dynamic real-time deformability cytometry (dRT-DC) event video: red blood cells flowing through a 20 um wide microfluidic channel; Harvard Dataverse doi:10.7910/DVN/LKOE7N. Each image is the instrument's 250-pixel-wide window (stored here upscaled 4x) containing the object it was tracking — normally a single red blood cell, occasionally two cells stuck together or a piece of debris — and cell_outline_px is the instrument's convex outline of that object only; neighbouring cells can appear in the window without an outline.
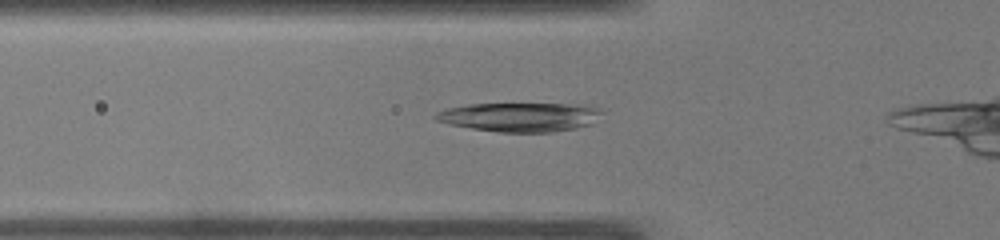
{"species": "common noctule bat (a hibernating species)", "species_latin": "Nyctalus noctula", "temperature_condition": "warm", "stored_images_in_passage": 30, "camera_frame_rate_fps": 3000, "um_per_image_px": 0.085, "animal": {"sex": "male", "body_mass_g": 19.0, "forearm_length_mm": 50.8}, "frame": {"image": 1, "passage_image": 3, "time_ms": 0.667, "image_size_px": [1000, 240], "cell_outline_px": [[604, 112], [592, 124], [576, 128], [552, 132], [500, 132], [472, 128], [448, 124], [436, 120], [432, 116], [436, 112], [448, 108], [468, 104], [592, 104], [600, 108]], "centroid_in_image_um": [44.25, 9.94], "position_along_channel_um": 81.5, "area_um2": 28.44}}
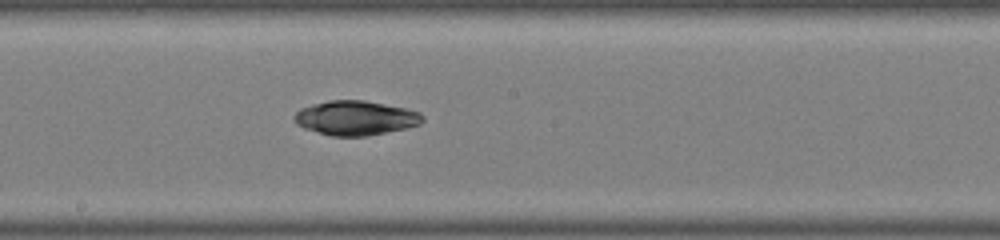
{"frame": {"image": 2, "passage_image": 13, "time_ms": 4.0, "image_size_px": [1000, 240], "cell_outline_px": [[424, 120], [420, 124], [408, 128], [364, 136], [332, 136], [304, 128], [296, 124], [292, 116], [300, 108], [312, 104], [328, 100], [364, 100], [404, 108], [420, 112], [424, 116]], "centroid_in_image_um": [30.21, 10.02], "position_along_channel_um": 218.0, "area_um2": 25.78}}
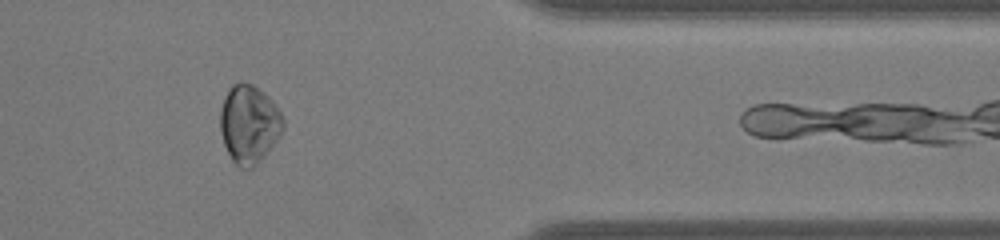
{"frame": {"image": 3, "passage_image": 27, "time_ms": 8.667, "image_size_px": [1000, 240], "cell_outline_px": [[284, 128], [276, 140], [264, 156], [252, 168], [240, 168], [232, 160], [224, 144], [220, 132], [220, 108], [228, 88], [232, 84], [252, 84], [264, 92], [276, 104], [284, 116]], "centroid_in_image_um": [21.17, 10.54], "position_along_channel_um": 390.2, "area_um2": 28.67}, "authors_computed_cell_mechanics": {"area_um2": 26.01, "velocity_mm_per_s": 4.0828, "shape_relaxation_time_tau1_ms": 3.8727, "shape_relaxation_time_tau2_ms": null, "deformation_change_tau1": 0.208, "deformation_change_tau2": null}}